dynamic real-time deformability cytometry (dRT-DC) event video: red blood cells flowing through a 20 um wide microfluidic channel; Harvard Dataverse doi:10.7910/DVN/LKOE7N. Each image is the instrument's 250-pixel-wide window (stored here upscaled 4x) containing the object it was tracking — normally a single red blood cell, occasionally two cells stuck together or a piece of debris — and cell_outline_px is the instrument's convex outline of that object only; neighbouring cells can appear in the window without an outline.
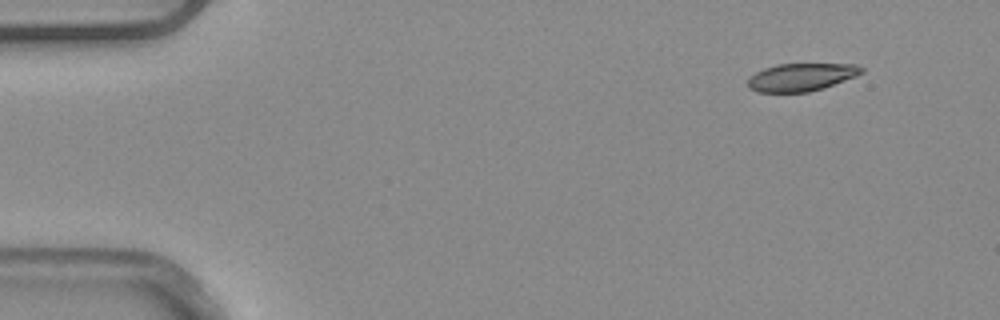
{"species": "common noctule bat (a hibernating species)", "species_latin": "Nyctalus noctula", "temperature_condition": "warm", "stored_images_in_passage": 4, "camera_frame_rate_fps": 3000, "um_per_image_px": 0.085, "animal": {"sex": "male", "body_mass_g": 20.4}, "frame": {"image": 1, "passage_image": 1, "time_ms": 0.0, "image_size_px": [1000, 320], "cell_outline_px": [[864, 72], [856, 76], [824, 88], [808, 92], [756, 92], [748, 88], [748, 80], [756, 72], [764, 68], [776, 64], [856, 64], [864, 68]], "centroid_in_image_um": [68.12, 6.56], "position_along_channel_um": 16.9, "area_um2": 18.44}}
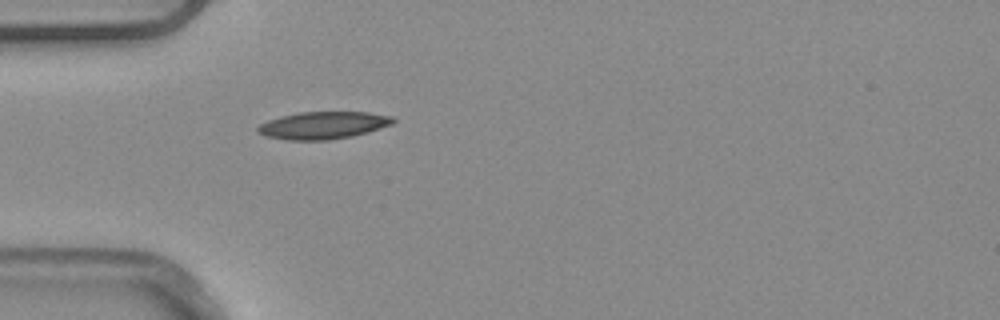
{"frame": {"image": 2, "passage_image": 4, "time_ms": 1.0, "image_size_px": [1000, 320], "cell_outline_px": [[396, 120], [392, 124], [368, 132], [352, 136], [328, 140], [288, 140], [268, 136], [256, 132], [256, 128], [260, 124], [268, 120], [300, 112], [368, 112], [392, 116]], "centroid_in_image_um": [27.48, 10.65], "position_along_channel_um": 57.5, "area_um2": 21.44}}